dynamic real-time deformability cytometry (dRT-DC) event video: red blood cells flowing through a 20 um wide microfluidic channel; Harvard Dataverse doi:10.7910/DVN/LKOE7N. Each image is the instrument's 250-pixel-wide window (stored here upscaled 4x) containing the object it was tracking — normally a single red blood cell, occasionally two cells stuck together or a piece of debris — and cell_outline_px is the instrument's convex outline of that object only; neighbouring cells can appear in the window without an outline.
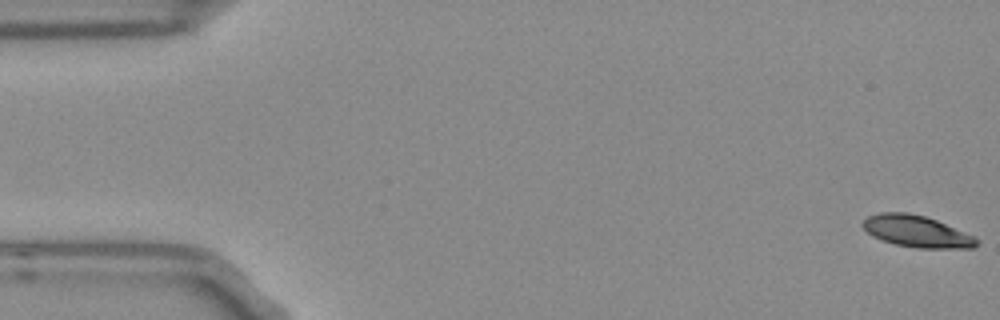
{"species": "Egyptian fruit bat (a non-hibernating species)", "species_latin": "Rousettus aegyptiacus", "temperature_condition": "room temperature", "stored_images_in_passage": 8, "camera_frame_rate_fps": 3000, "um_per_image_px": 0.085, "frame": {"image": 1, "passage_image": 1, "time_ms": 0.0, "image_size_px": [1000, 320], "cell_outline_px": [[980, 240], [972, 248], [916, 248], [896, 244], [872, 236], [860, 224], [868, 216], [880, 212], [908, 212], [924, 216], [936, 220], [976, 236]], "centroid_in_image_um": [77.93, 19.66], "position_along_channel_um": 7.1, "area_um2": 20.98}}